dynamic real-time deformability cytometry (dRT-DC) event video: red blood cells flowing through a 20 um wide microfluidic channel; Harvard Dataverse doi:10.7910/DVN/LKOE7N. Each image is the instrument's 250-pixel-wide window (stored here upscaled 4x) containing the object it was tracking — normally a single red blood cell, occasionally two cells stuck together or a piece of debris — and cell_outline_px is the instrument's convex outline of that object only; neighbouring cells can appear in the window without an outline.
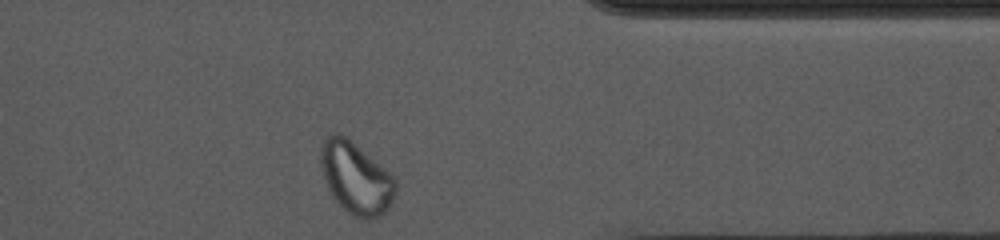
{"species": "common noctule bat (a hibernating species)", "species_latin": "Nyctalus noctula", "temperature_condition": "cold", "stored_images_in_passage": 35, "camera_frame_rate_fps": 3000, "um_per_image_px": 0.085, "animal": {"sex": "female", "body_mass_g": 10.0, "forearm_length_mm": 53.1}, "frame": {"image": 1, "passage_image": 35, "time_ms": 11.333, "image_size_px": [1000, 240], "cell_outline_px": [[396, 192], [388, 208], [380, 216], [368, 220], [356, 216], [348, 212], [332, 196], [324, 176], [320, 164], [320, 144], [324, 136], [332, 132], [340, 132], [352, 140], [384, 168], [396, 180]], "centroid_in_image_um": [30.22, 15.07], "position_along_channel_um": 381.2, "area_um2": 31.33}, "authors_computed_cell_mechanics": {"area_um2": 24.4494, "velocity_mm_per_s": 3.6159, "shape_relaxation_time_tau1_ms": null, "shape_relaxation_time_tau2_ms": 0.9419, "deformation_change_tau1": null, "deformation_change_tau2": 0.0638}}